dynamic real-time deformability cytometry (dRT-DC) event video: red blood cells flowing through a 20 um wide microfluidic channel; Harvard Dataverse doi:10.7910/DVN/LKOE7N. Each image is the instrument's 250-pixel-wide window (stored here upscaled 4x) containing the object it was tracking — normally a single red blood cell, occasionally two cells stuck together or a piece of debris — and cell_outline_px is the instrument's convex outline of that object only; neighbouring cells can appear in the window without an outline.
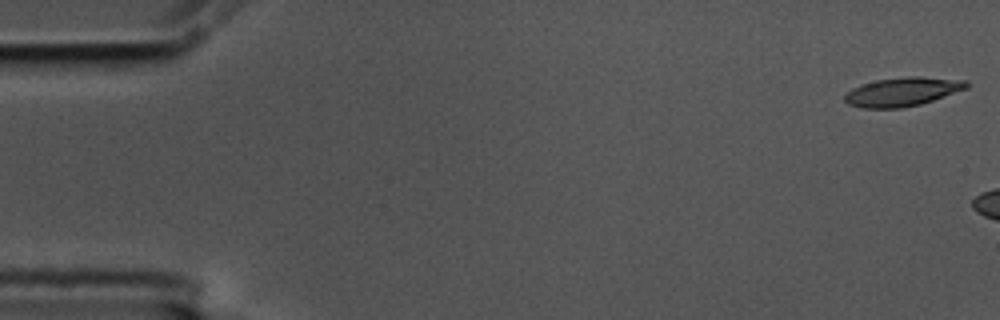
{"species": "common noctule bat (a hibernating species)", "species_latin": "Nyctalus noctula", "temperature_condition": "cold", "stored_images_in_passage": 8, "camera_frame_rate_fps": 3000, "um_per_image_px": 0.085, "animal": {"sex": "male", "body_mass_g": 17.5, "forearm_length_mm": 52.3}, "frame": {"image": 1, "passage_image": 1, "time_ms": 0.0, "image_size_px": [1000, 320], "cell_outline_px": [[968, 88], [920, 104], [900, 108], [860, 108], [848, 104], [844, 100], [844, 96], [852, 88], [860, 84], [876, 80], [908, 76], [916, 76], [968, 80]], "centroid_in_image_um": [76.69, 7.79], "position_along_channel_um": 8.3, "area_um2": 20.46}}